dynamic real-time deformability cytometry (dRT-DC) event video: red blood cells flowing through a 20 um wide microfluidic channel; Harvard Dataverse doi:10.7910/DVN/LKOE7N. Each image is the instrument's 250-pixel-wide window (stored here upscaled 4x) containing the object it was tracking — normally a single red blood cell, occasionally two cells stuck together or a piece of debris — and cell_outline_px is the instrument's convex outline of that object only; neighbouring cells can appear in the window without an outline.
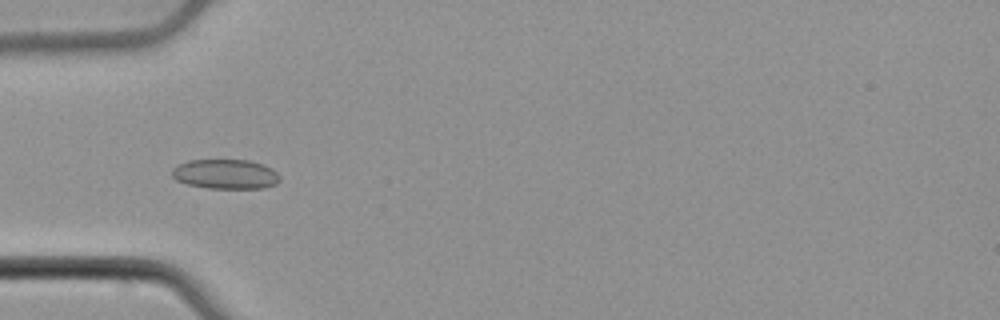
{"species": "common noctule bat (a hibernating species)", "species_latin": "Nyctalus noctula", "temperature_condition": "cold", "stored_images_in_passage": 55, "camera_frame_rate_fps": 3000, "um_per_image_px": 0.085, "animal": {"sex": "male", "body_mass_g": 21.5, "forearm_length_mm": 52.0}, "frame": {"image": 1, "passage_image": 18, "time_ms": 5.667, "image_size_px": [1000, 320], "cell_outline_px": [[280, 180], [276, 184], [264, 188], [208, 188], [188, 184], [176, 180], [172, 176], [172, 168], [188, 160], [248, 160], [264, 164], [272, 168], [280, 176]], "centroid_in_image_um": [19.19, 14.8], "position_along_channel_um": 65.8, "area_um2": 18.67}}
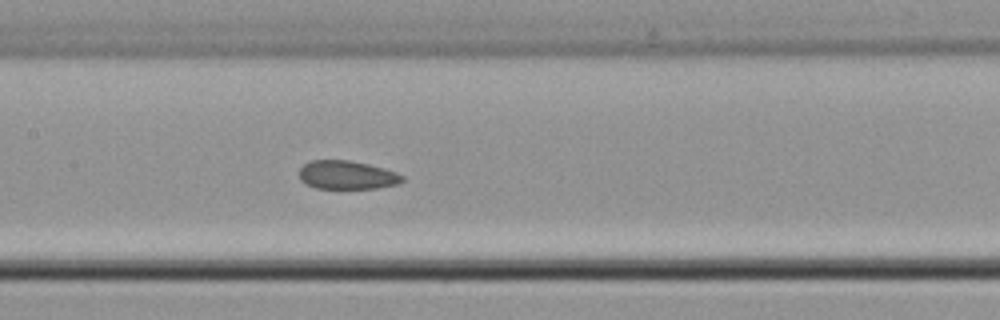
{"frame": {"image": 2, "passage_image": 27, "time_ms": 8.667, "image_size_px": [1000, 320], "cell_outline_px": [[404, 180], [400, 184], [376, 188], [316, 188], [304, 184], [300, 180], [300, 168], [304, 164], [312, 160], [348, 160], [368, 164], [384, 168], [396, 172], [404, 176]], "centroid_in_image_um": [29.5, 14.88], "position_along_channel_um": 177.9, "area_um2": 17.22}}
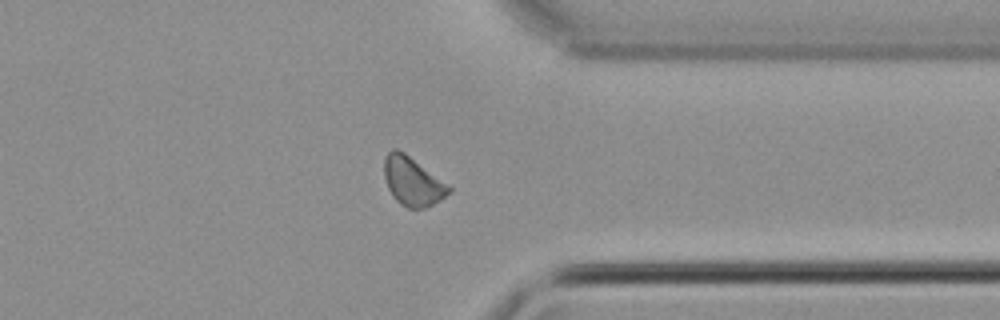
{"frame": {"image": 3, "passage_image": 43, "time_ms": 14.0, "image_size_px": [1000, 320], "cell_outline_px": [[452, 192], [440, 200], [424, 208], [408, 208], [400, 204], [392, 196], [388, 188], [384, 176], [384, 156], [392, 148], [396, 148], [404, 152], [452, 188]], "centroid_in_image_um": [35.04, 15.41], "position_along_channel_um": 376.4, "area_um2": 18.21}, "authors_computed_cell_mechanics": {"area_um2": 18.3804, "velocity_mm_per_s": 3.7989, "shape_relaxation_time_tau1_ms": null, "shape_relaxation_time_tau2_ms": 2.5507, "deformation_change_tau1": null, "deformation_change_tau2": 0.0635}}